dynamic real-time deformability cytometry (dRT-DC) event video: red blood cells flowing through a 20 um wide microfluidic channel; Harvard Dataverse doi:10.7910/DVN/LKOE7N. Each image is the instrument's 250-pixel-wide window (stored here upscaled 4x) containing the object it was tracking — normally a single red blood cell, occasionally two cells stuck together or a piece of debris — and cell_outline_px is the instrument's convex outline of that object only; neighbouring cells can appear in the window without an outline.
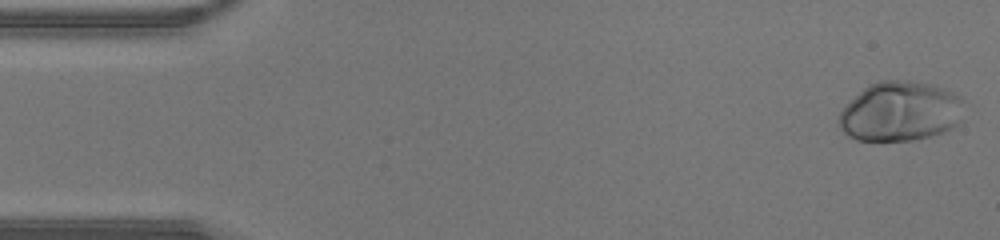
{"species": "human", "species_latin": "Homo sapiens", "temperature_condition": "warm", "stored_images_in_passage": 44, "camera_frame_rate_fps": 3000, "um_per_image_px": 0.085, "donor": {"sex": "male"}, "frame": {"image": 1, "passage_image": 1, "time_ms": 0.0, "image_size_px": [1000, 240], "cell_outline_px": [[964, 100], [956, 124], [952, 128], [944, 132], [912, 140], [856, 140], [848, 136], [840, 128], [840, 112], [864, 88], [880, 80], [908, 80], [932, 84], [944, 88], [960, 96]], "centroid_in_image_um": [76.53, 9.46], "position_along_channel_um": 8.5, "area_um2": 42.95}}
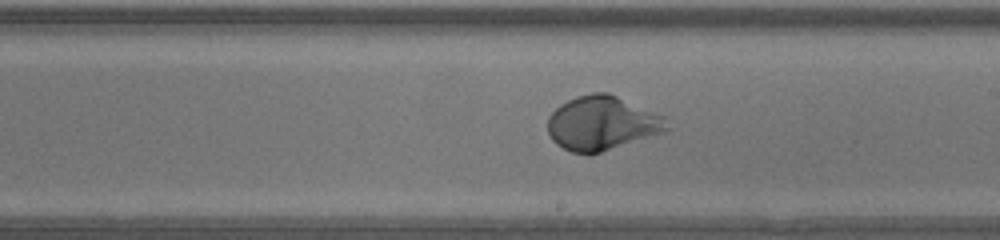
{"frame": {"image": 2, "passage_image": 25, "time_ms": 8.0, "image_size_px": [1000, 240], "cell_outline_px": [[672, 128], [664, 132], [600, 152], [572, 152], [556, 144], [552, 140], [548, 132], [548, 116], [560, 104], [576, 96], [592, 92], [608, 92], [668, 116]], "centroid_in_image_um": [51.24, 10.43], "position_along_channel_um": 237.8, "area_um2": 37.86}}
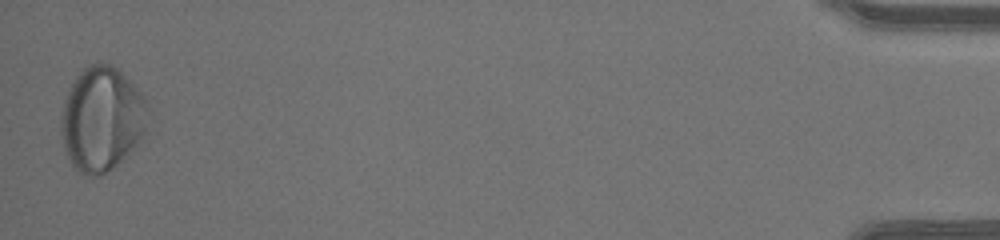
{"frame": {"image": 3, "passage_image": 44, "time_ms": 14.333, "image_size_px": [1000, 240], "cell_outline_px": [[148, 108], [144, 132], [136, 144], [112, 168], [104, 172], [92, 176], [88, 176], [80, 172], [68, 160], [64, 148], [60, 132], [60, 120], [64, 100], [68, 88], [76, 76], [88, 64], [100, 60], [112, 64], [144, 96], [148, 104]], "centroid_in_image_um": [8.6, 10.06], "position_along_channel_um": 426.6, "area_um2": 52.6}}